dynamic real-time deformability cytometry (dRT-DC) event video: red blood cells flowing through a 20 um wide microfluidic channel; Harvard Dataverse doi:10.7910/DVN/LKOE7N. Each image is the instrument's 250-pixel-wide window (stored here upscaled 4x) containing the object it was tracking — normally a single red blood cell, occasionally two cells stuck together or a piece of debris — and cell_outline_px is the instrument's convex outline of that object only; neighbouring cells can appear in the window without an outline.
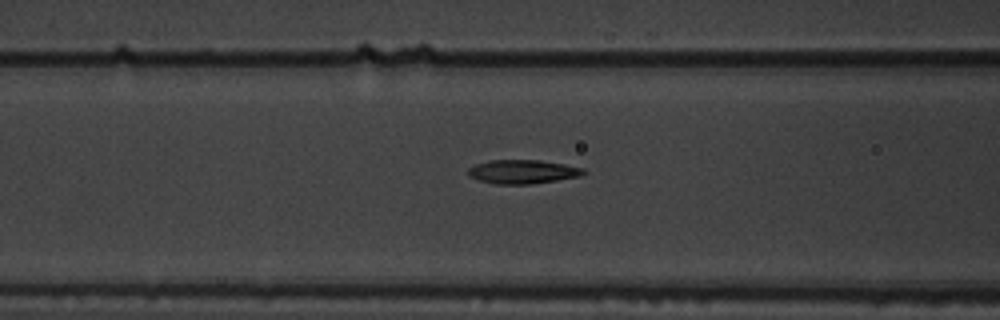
{"species": "common noctule bat (a hibernating species)", "species_latin": "Nyctalus noctula", "temperature_condition": "warm", "stored_images_in_passage": 9, "camera_frame_rate_fps": 3000, "um_per_image_px": 0.085, "animal": {"sex": "male", "body_mass_g": 19.5, "forearm_length_mm": 54.6}, "frame": {"image": 1, "passage_image": 8, "time_ms": 2.333, "image_size_px": [1000, 320], "cell_outline_px": [[588, 172], [580, 176], [556, 180], [528, 184], [496, 184], [480, 180], [468, 176], [468, 168], [476, 164], [488, 160], [540, 160], [564, 164], [584, 168]], "centroid_in_image_um": [44.43, 14.59], "position_along_channel_um": 122.2, "area_um2": 16.01}}
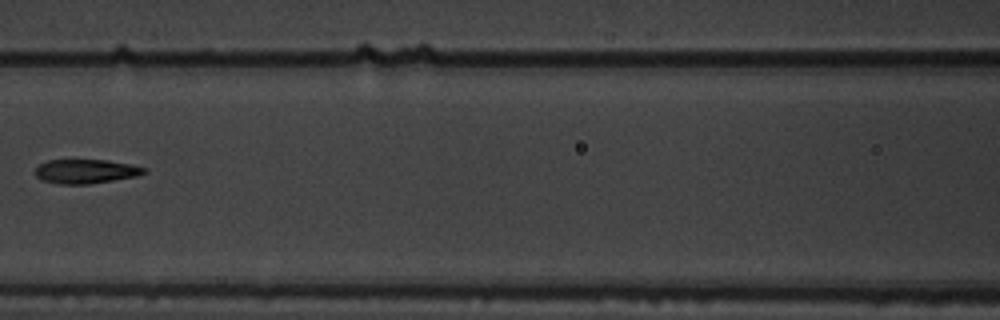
{"frame": {"image": 2, "passage_image": 9, "time_ms": 2.667, "image_size_px": [1000, 320], "cell_outline_px": [[148, 172], [136, 176], [88, 184], [56, 184], [44, 180], [36, 176], [32, 172], [40, 164], [48, 160], [108, 160], [132, 164], [148, 168]], "centroid_in_image_um": [7.31, 14.56], "position_along_channel_um": 159.3, "area_um2": 15.43}}